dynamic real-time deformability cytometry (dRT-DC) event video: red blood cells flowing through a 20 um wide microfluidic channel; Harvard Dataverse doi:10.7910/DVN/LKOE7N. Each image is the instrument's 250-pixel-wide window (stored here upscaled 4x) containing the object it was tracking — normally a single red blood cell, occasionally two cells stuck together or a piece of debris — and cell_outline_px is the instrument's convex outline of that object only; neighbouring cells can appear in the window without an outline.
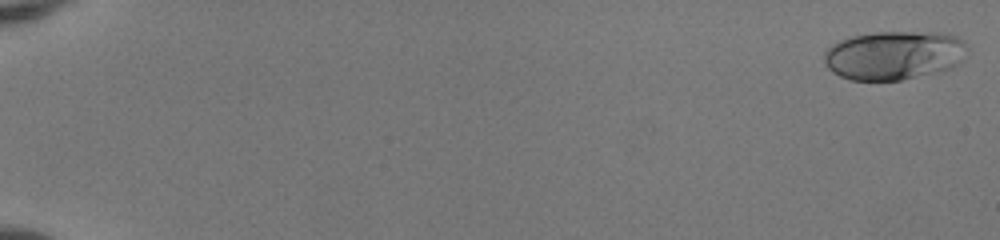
{"species": "human", "species_latin": "Homo sapiens", "temperature_condition": "room temperature", "stored_images_in_passage": 52, "camera_frame_rate_fps": 3000, "um_per_image_px": 0.085, "donor": {"sex": "female"}, "frame": {"image": 1, "passage_image": 1, "time_ms": 0.0, "image_size_px": [1000, 240], "cell_outline_px": [[968, 48], [960, 64], [952, 68], [936, 72], [900, 80], [848, 80], [832, 72], [824, 64], [824, 52], [832, 44], [840, 40], [852, 36], [872, 32], [944, 32], [956, 36], [964, 40]], "centroid_in_image_um": [76.0, 4.69], "position_along_channel_um": 9.0, "area_um2": 41.21}}
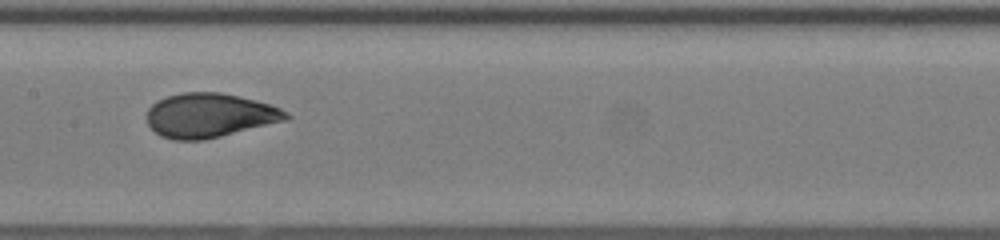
{"frame": {"image": 2, "passage_image": 29, "time_ms": 9.333, "image_size_px": [1000, 240], "cell_outline_px": [[292, 116], [288, 120], [204, 140], [172, 140], [160, 136], [148, 124], [148, 108], [152, 104], [168, 96], [184, 92], [220, 92], [240, 96], [256, 100], [280, 108], [288, 112]], "centroid_in_image_um": [17.84, 9.81], "position_along_channel_um": 189.6, "area_um2": 35.89}}
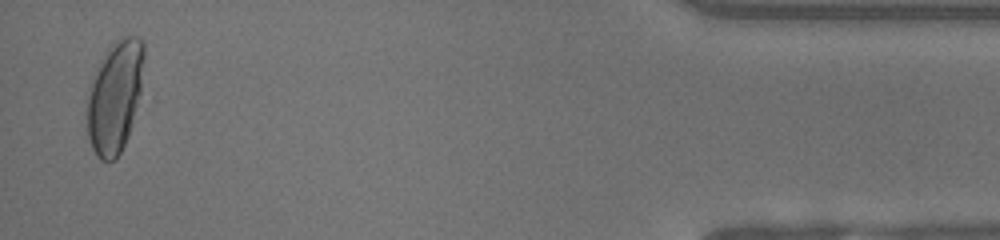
{"frame": {"image": 3, "passage_image": 51, "time_ms": 16.667, "image_size_px": [1000, 240], "cell_outline_px": [[144, 56], [140, 92], [132, 124], [128, 136], [116, 160], [100, 160], [96, 156], [92, 148], [88, 136], [88, 96], [92, 80], [112, 44], [120, 36], [140, 36], [144, 44]], "centroid_in_image_um": [9.79, 8.23], "position_along_channel_um": 425.4, "area_um2": 36.36}, "authors_computed_cell_mechanics": {"area_um2": 35.836, "velocity_mm_per_s": 4.1024, "shape_relaxation_time_tau1_ms": 5.6177, "shape_relaxation_time_tau2_ms": null, "deformation_change_tau1": 0.2304, "deformation_change_tau2": null}}